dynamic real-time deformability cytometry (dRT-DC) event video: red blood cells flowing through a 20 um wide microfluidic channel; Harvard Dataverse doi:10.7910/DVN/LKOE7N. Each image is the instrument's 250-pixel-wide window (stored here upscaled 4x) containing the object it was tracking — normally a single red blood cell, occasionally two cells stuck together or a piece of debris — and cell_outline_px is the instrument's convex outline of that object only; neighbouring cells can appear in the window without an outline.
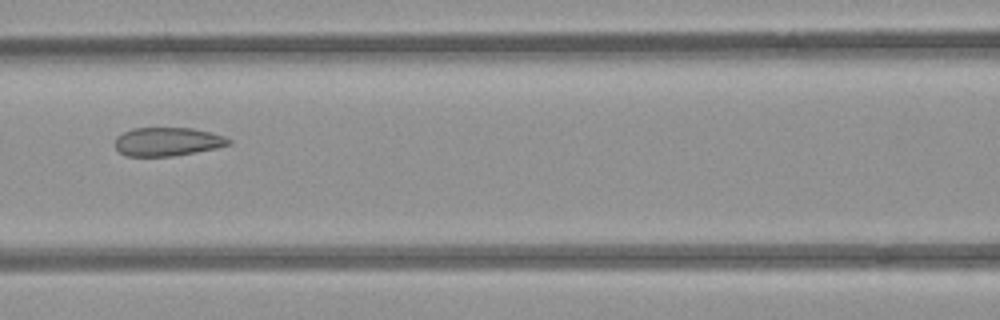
{"species": "common noctule bat (a hibernating species)", "species_latin": "Nyctalus noctula", "temperature_condition": "room temperature", "stored_images_in_passage": 4, "camera_frame_rate_fps": 3000, "um_per_image_px": 0.085, "animal": {"sex": "female", "body_mass_g": 21.9}, "frame": {"image": 1, "passage_image": 4, "time_ms": 3.667, "image_size_px": [1000, 320], "cell_outline_px": [[232, 144], [216, 148], [196, 152], [172, 156], [124, 156], [116, 148], [116, 136], [132, 128], [192, 128], [212, 132], [224, 136], [232, 140]], "centroid_in_image_um": [14.26, 12.04], "position_along_channel_um": 152.3, "area_um2": 19.02}}